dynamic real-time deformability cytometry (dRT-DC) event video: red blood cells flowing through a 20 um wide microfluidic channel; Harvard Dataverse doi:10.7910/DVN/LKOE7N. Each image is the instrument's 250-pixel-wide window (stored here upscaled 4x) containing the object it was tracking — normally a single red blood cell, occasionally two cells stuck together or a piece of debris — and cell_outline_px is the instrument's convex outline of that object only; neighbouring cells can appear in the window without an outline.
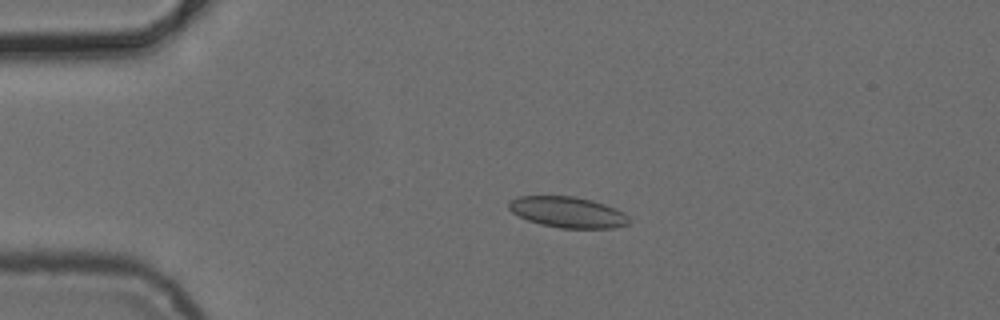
{"species": "common noctule bat (a hibernating species)", "species_latin": "Nyctalus noctula", "temperature_condition": "cold", "stored_images_in_passage": 5, "camera_frame_rate_fps": 3000, "um_per_image_px": 0.085, "animal": {"sex": "female", "body_mass_g": 24.6, "forearm_length_mm": 56.2}, "frame": {"image": 1, "passage_image": 4, "time_ms": 3.667, "image_size_px": [1000, 320], "cell_outline_px": [[628, 224], [612, 228], [560, 228], [540, 224], [528, 220], [512, 212], [508, 208], [508, 204], [512, 200], [520, 196], [572, 196], [592, 200], [616, 208], [624, 212], [628, 216]], "centroid_in_image_um": [48.26, 18.03], "position_along_channel_um": 36.7, "area_um2": 21.5}}